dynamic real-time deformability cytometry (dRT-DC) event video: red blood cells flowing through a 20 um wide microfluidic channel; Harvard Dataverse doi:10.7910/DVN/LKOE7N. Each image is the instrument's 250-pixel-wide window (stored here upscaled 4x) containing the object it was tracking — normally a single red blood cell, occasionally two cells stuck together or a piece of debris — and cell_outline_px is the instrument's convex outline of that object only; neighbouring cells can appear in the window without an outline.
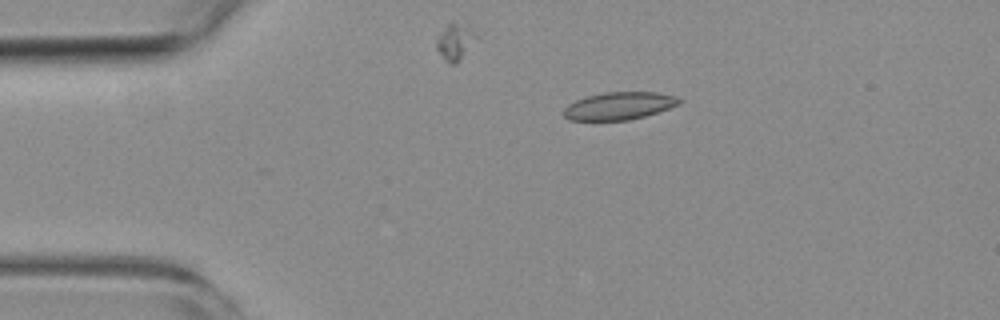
{"species": "common noctule bat (a hibernating species)", "species_latin": "Nyctalus noctula", "temperature_condition": "room temperature", "stored_images_in_passage": 3, "camera_frame_rate_fps": 3000, "um_per_image_px": 0.085, "animal": {"sex": "female", "body_mass_g": 19.3, "forearm_length_mm": 54.1}, "frame": {"image": 1, "passage_image": 1, "time_ms": 0.0, "image_size_px": [1000, 320], "cell_outline_px": [[680, 104], [644, 116], [628, 120], [568, 120], [564, 116], [564, 108], [568, 104], [576, 100], [588, 96], [604, 92], [660, 92], [676, 96], [680, 100]], "centroid_in_image_um": [52.61, 8.99], "position_along_channel_um": 32.4, "area_um2": 18.44}}
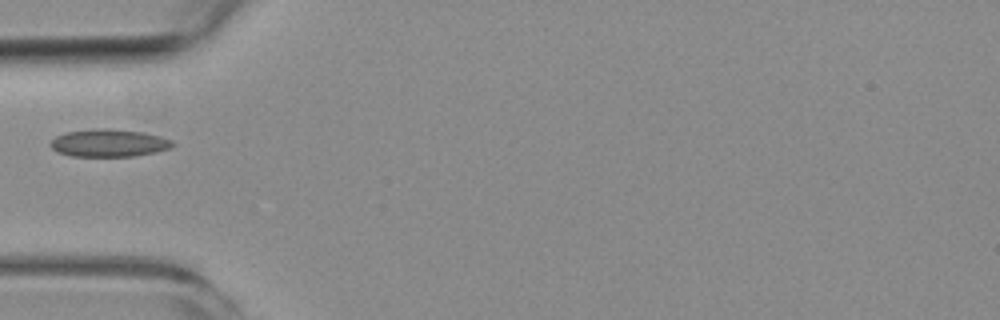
{"frame": {"image": 2, "passage_image": 3, "time_ms": 2.333, "image_size_px": [1000, 320], "cell_outline_px": [[176, 144], [168, 148], [152, 152], [132, 156], [72, 156], [56, 152], [48, 144], [56, 136], [64, 132], [100, 128], [104, 128], [144, 132], [160, 136], [172, 140]], "centroid_in_image_um": [9.21, 12.15], "position_along_channel_um": 75.8, "area_um2": 19.54}}